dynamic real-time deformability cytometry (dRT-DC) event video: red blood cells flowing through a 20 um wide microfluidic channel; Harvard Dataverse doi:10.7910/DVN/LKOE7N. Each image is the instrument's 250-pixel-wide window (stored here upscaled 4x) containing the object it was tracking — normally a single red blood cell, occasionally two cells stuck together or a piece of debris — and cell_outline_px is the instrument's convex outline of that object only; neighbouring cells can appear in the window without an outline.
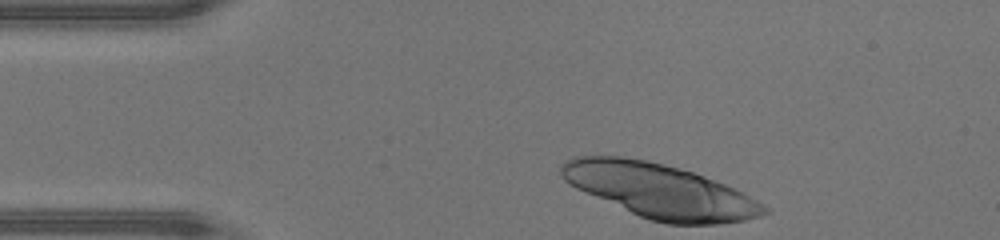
{"species": "human", "species_latin": "Homo sapiens", "temperature_condition": "warm", "stored_images_in_passage": 31, "camera_frame_rate_fps": 3000, "um_per_image_px": 0.085, "donor": {"sex": "male"}, "frame": {"image": 1, "passage_image": 1, "time_ms": 0.0, "image_size_px": [1000, 240], "cell_outline_px": [[768, 212], [760, 216], [744, 220], [720, 224], [668, 224], [652, 220], [640, 216], [576, 188], [568, 184], [560, 176], [560, 164], [564, 160], [576, 156], [624, 156], [648, 160], [664, 164], [692, 172], [704, 176], [744, 192], [764, 204], [768, 208]], "centroid_in_image_um": [56.07, 16.21], "position_along_channel_um": 28.9, "area_um2": 63.93}}
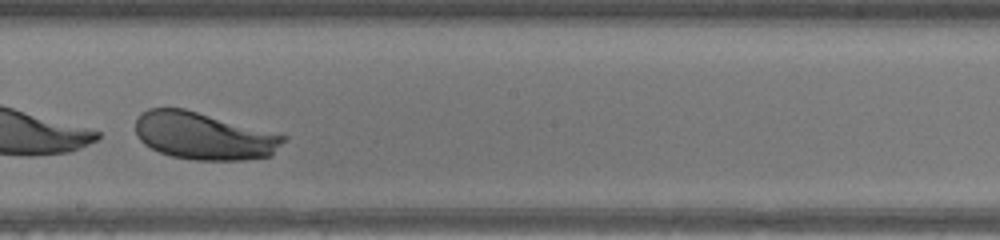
{"frame": {"image": 2, "passage_image": 19, "time_ms": 6.0, "image_size_px": [1000, 240], "cell_outline_px": [[288, 136], [272, 156], [244, 160], [196, 160], [172, 156], [160, 152], [144, 144], [136, 136], [136, 120], [140, 112], [148, 108], [184, 108], [280, 132]], "centroid_in_image_um": [17.38, 11.54], "position_along_channel_um": 230.8, "area_um2": 41.5}}
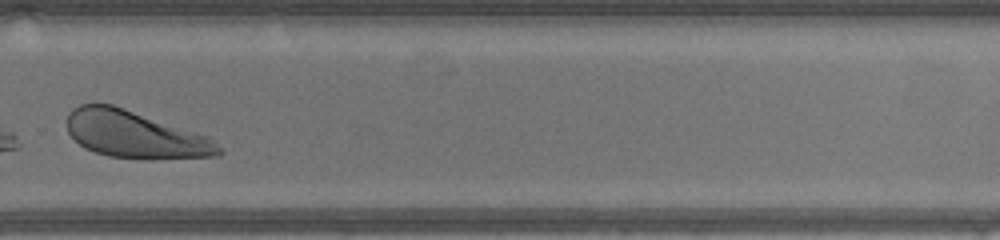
{"frame": {"image": 3, "passage_image": 25, "time_ms": 8.0, "image_size_px": [1000, 240], "cell_outline_px": [[224, 152], [220, 156], [152, 160], [108, 156], [84, 148], [68, 132], [64, 120], [68, 112], [72, 108], [80, 104], [112, 104], [208, 136]], "centroid_in_image_um": [11.45, 11.45], "position_along_channel_um": 318.3, "area_um2": 41.91}}